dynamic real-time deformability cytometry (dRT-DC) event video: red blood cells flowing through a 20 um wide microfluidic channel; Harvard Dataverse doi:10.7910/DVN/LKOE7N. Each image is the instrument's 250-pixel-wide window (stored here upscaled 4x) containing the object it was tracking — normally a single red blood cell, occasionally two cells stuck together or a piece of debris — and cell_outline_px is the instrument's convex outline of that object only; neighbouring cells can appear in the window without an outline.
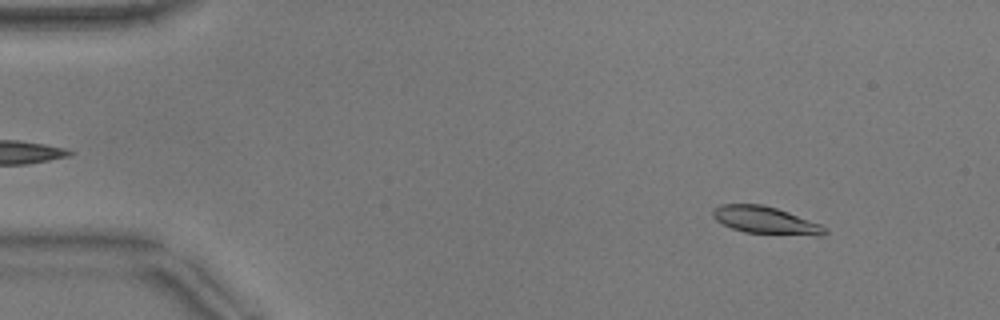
{"species": "common noctule bat (a hibernating species)", "species_latin": "Nyctalus noctula", "temperature_condition": "warm", "stored_images_in_passage": 52, "camera_frame_rate_fps": 3000, "um_per_image_px": 0.085, "animal": {"sex": "male", "body_mass_g": 17.9}, "frame": {"image": 1, "passage_image": 6, "time_ms": 1.667, "image_size_px": [1000, 320], "cell_outline_px": [[828, 232], [820, 236], [816, 236], [744, 232], [732, 228], [716, 220], [712, 216], [712, 208], [720, 204], [760, 204], [776, 208], [788, 212], [820, 224], [828, 228]], "centroid_in_image_um": [65.07, 18.72], "position_along_channel_um": 19.9, "area_um2": 17.86}}
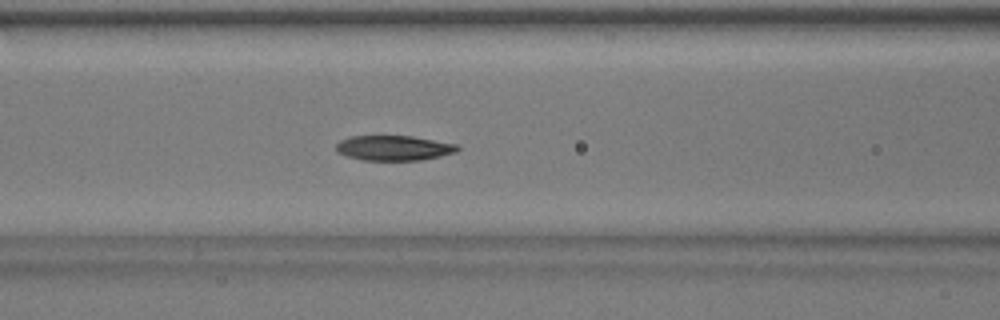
{"frame": {"image": 2, "passage_image": 22, "time_ms": 7.0, "image_size_px": [1000, 320], "cell_outline_px": [[460, 148], [456, 152], [440, 156], [420, 160], [360, 160], [336, 152], [336, 144], [340, 140], [348, 136], [412, 136], [456, 144]], "centroid_in_image_um": [33.44, 12.57], "position_along_channel_um": 133.2, "area_um2": 17.69}}
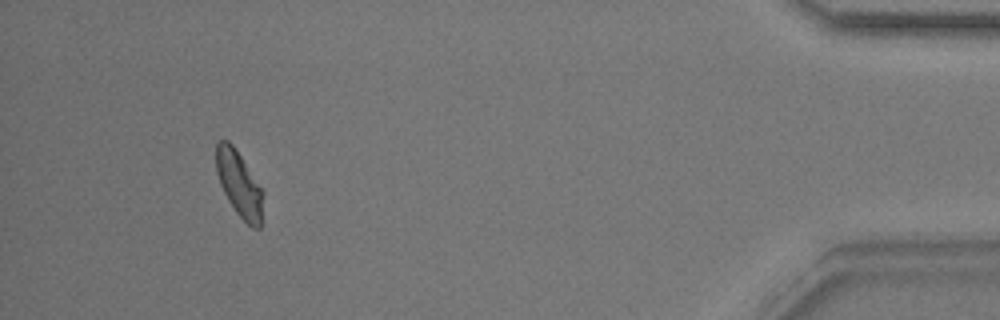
{"frame": {"image": 3, "passage_image": 49, "time_ms": 16.0, "image_size_px": [1000, 320], "cell_outline_px": [[264, 196], [260, 228], [252, 228], [236, 212], [228, 200], [220, 184], [216, 172], [216, 144], [220, 140], [228, 140], [232, 144], [264, 192]], "centroid_in_image_um": [20.33, 15.66], "position_along_channel_um": 414.9, "area_um2": 17.74}, "authors_computed_cell_mechanics": {"area_um2": 18.207, "velocity_mm_per_s": 3.8446, "shape_relaxation_time_tau1_ms": 4.0678, "shape_relaxation_time_tau2_ms": 3.7496, "deformation_change_tau1": 0.1553, "deformation_change_tau2": 0.0787}}